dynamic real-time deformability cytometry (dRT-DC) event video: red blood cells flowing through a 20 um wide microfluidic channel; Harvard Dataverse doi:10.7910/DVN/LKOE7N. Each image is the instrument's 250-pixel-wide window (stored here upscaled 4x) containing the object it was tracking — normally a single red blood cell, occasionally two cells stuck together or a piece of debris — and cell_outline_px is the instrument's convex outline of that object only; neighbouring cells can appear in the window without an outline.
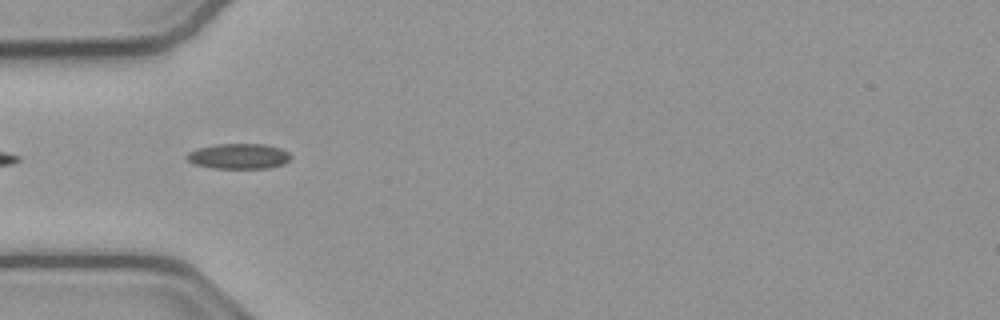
{"species": "common noctule bat (a hibernating species)", "species_latin": "Nyctalus noctula", "temperature_condition": "cold", "stored_images_in_passage": 23, "camera_frame_rate_fps": 3000, "um_per_image_px": 0.085, "animal": {"sex": "male", "body_mass_g": 23.1, "forearm_length_mm": 52.7}, "frame": {"image": 1, "passage_image": 1, "time_ms": 0.0, "image_size_px": [1000, 320], "cell_outline_px": [[292, 156], [284, 164], [268, 168], [212, 168], [196, 164], [188, 160], [184, 156], [188, 152], [196, 148], [216, 144], [264, 144], [280, 148], [288, 152]], "centroid_in_image_um": [20.28, 13.27], "position_along_channel_um": 64.7, "area_um2": 15.37}}